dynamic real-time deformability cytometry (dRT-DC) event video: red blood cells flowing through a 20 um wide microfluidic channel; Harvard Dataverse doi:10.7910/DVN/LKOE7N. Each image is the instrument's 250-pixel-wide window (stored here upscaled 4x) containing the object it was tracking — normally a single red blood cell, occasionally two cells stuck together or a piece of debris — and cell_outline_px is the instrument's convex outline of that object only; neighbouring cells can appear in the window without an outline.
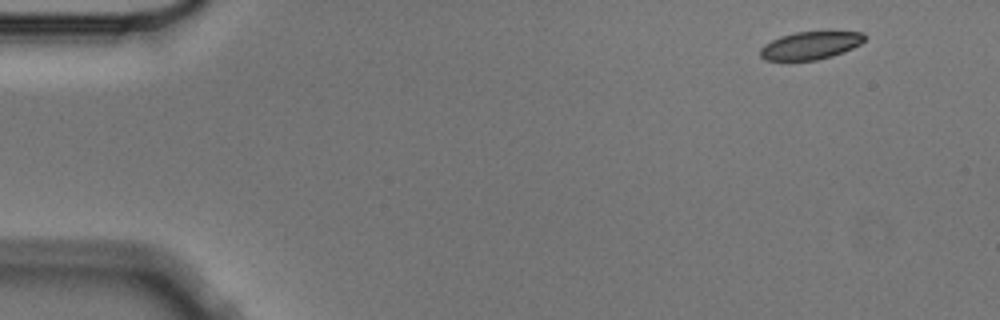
{"species": "Egyptian fruit bat (a non-hibernating species)", "species_latin": "Rousettus aegyptiacus", "temperature_condition": "cold", "stored_images_in_passage": 10, "camera_frame_rate_fps": 3000, "um_per_image_px": 0.085, "animal": {"sex": "male"}, "frame": {"image": 1, "passage_image": 1, "time_ms": 0.0, "image_size_px": [1000, 320], "cell_outline_px": [[864, 40], [860, 44], [844, 52], [832, 56], [816, 60], [764, 60], [760, 56], [760, 48], [764, 44], [780, 36], [796, 32], [864, 32]], "centroid_in_image_um": [68.86, 3.87], "position_along_channel_um": 16.1, "area_um2": 16.76}}
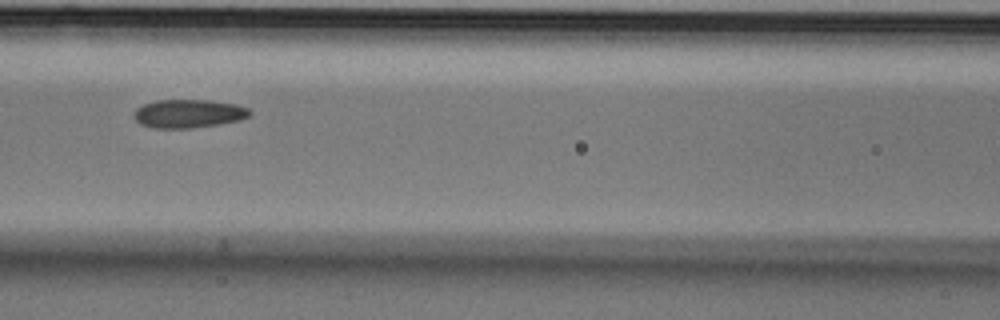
{"frame": {"image": 2, "passage_image": 6, "time_ms": 1.667, "image_size_px": [1000, 320], "cell_outline_px": [[252, 112], [248, 116], [240, 120], [192, 128], [152, 128], [140, 124], [136, 120], [136, 108], [144, 104], [156, 100], [212, 100], [236, 104], [248, 108]], "centroid_in_image_um": [16.04, 9.65], "position_along_channel_um": 150.6, "area_um2": 19.07}}
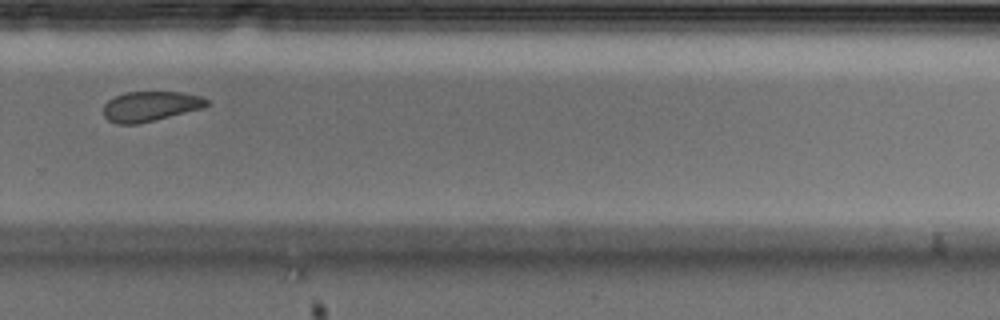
{"frame": {"image": 3, "passage_image": 10, "time_ms": 3.0, "image_size_px": [1000, 320], "cell_outline_px": [[212, 104], [204, 108], [136, 124], [116, 124], [108, 120], [104, 116], [104, 104], [108, 100], [116, 96], [128, 92], [184, 92], [200, 96], [208, 100]], "centroid_in_image_um": [12.81, 9.03], "position_along_channel_um": 317.0, "area_um2": 18.03}}